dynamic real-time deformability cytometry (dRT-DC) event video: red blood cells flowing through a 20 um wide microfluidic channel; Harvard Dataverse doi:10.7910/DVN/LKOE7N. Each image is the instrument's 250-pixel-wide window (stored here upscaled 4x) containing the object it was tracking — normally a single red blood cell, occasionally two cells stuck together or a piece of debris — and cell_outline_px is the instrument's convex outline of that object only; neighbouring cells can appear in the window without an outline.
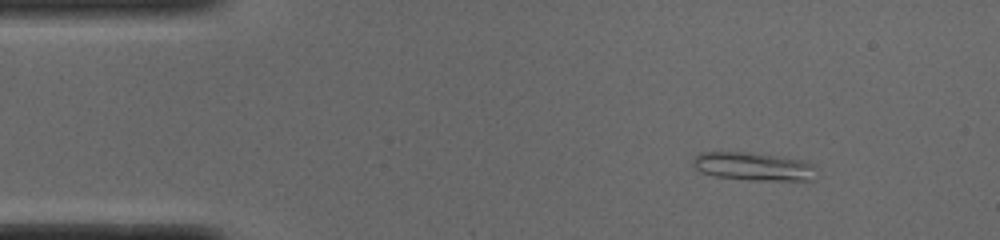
{"species": "common noctule bat (a hibernating species)", "species_latin": "Nyctalus noctula", "temperature_condition": "cold", "stored_images_in_passage": 50, "camera_frame_rate_fps": 3000, "um_per_image_px": 0.085, "animal": {"sex": "male", "body_mass_g": 19.0, "forearm_length_mm": 50.8}, "frame": {"image": 1, "passage_image": 6, "time_ms": 1.667, "image_size_px": [1000, 240], "cell_outline_px": [[816, 180], [748, 180], [716, 176], [700, 172], [692, 164], [692, 160], [700, 152], [752, 152], [800, 160], [812, 164]], "centroid_in_image_um": [64.0, 14.15], "position_along_channel_um": 21.0, "area_um2": 20.17}}
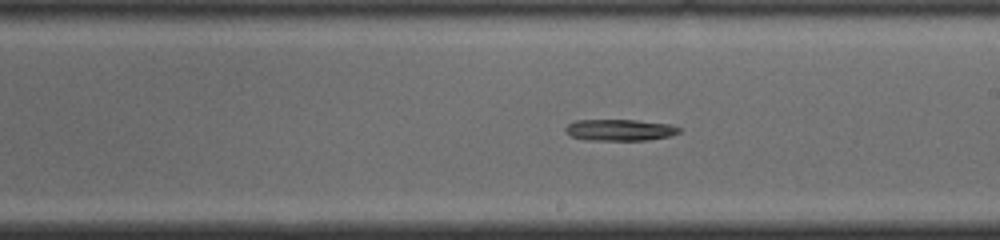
{"frame": {"image": 2, "passage_image": 28, "time_ms": 9.0, "image_size_px": [1000, 240], "cell_outline_px": [[680, 132], [672, 136], [648, 140], [588, 140], [572, 136], [564, 128], [568, 124], [576, 120], [636, 120], [672, 124], [680, 128]], "centroid_in_image_um": [52.75, 11.04], "position_along_channel_um": 236.3, "area_um2": 14.22}}
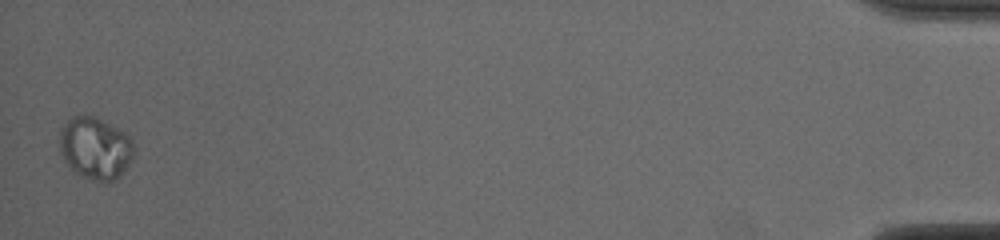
{"frame": {"image": 3, "passage_image": 50, "time_ms": 16.333, "image_size_px": [1000, 240], "cell_outline_px": [[132, 156], [124, 172], [116, 180], [104, 184], [80, 176], [68, 168], [60, 152], [60, 128], [72, 116], [92, 116], [124, 132], [128, 136], [132, 144]], "centroid_in_image_um": [8.06, 12.65], "position_along_channel_um": 427.1, "area_um2": 26.88}, "authors_computed_cell_mechanics": {"area_um2": 16.5597, "velocity_mm_per_s": 3.8737, "shape_relaxation_time_tau1_ms": 10.6937, "shape_relaxation_time_tau2_ms": null, "deformation_change_tau1": 0.0986, "deformation_change_tau2": null}}